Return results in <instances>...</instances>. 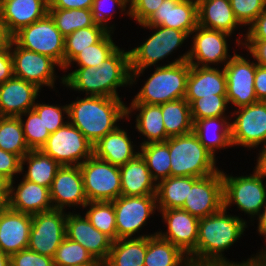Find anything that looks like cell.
Listing matches in <instances>:
<instances>
[{
	"label": "cell",
	"instance_id": "obj_1",
	"mask_svg": "<svg viewBox=\"0 0 266 266\" xmlns=\"http://www.w3.org/2000/svg\"><path fill=\"white\" fill-rule=\"evenodd\" d=\"M219 212L199 219L195 251L188 257L191 266H252L254 257L242 263L226 260L223 253L239 240L247 222L238 216Z\"/></svg>",
	"mask_w": 266,
	"mask_h": 266
},
{
	"label": "cell",
	"instance_id": "obj_2",
	"mask_svg": "<svg viewBox=\"0 0 266 266\" xmlns=\"http://www.w3.org/2000/svg\"><path fill=\"white\" fill-rule=\"evenodd\" d=\"M63 85L85 91L86 96L120 98L117 88L131 85L130 54L118 48L109 58L94 67H79L62 77Z\"/></svg>",
	"mask_w": 266,
	"mask_h": 266
},
{
	"label": "cell",
	"instance_id": "obj_3",
	"mask_svg": "<svg viewBox=\"0 0 266 266\" xmlns=\"http://www.w3.org/2000/svg\"><path fill=\"white\" fill-rule=\"evenodd\" d=\"M126 107L121 98L86 96L68 104V118L94 145L107 133L114 131L116 122L126 117Z\"/></svg>",
	"mask_w": 266,
	"mask_h": 266
},
{
	"label": "cell",
	"instance_id": "obj_4",
	"mask_svg": "<svg viewBox=\"0 0 266 266\" xmlns=\"http://www.w3.org/2000/svg\"><path fill=\"white\" fill-rule=\"evenodd\" d=\"M188 54L189 51L172 63L157 66L131 103L160 105L184 98L190 72Z\"/></svg>",
	"mask_w": 266,
	"mask_h": 266
},
{
	"label": "cell",
	"instance_id": "obj_5",
	"mask_svg": "<svg viewBox=\"0 0 266 266\" xmlns=\"http://www.w3.org/2000/svg\"><path fill=\"white\" fill-rule=\"evenodd\" d=\"M170 152V176L203 178L219 171L216 158L190 133L169 137L166 141Z\"/></svg>",
	"mask_w": 266,
	"mask_h": 266
},
{
	"label": "cell",
	"instance_id": "obj_6",
	"mask_svg": "<svg viewBox=\"0 0 266 266\" xmlns=\"http://www.w3.org/2000/svg\"><path fill=\"white\" fill-rule=\"evenodd\" d=\"M140 25L157 31L146 39L142 45L129 50L131 84L136 81L134 78L139 77L146 68L158 63L164 57L166 58L189 37L184 31L165 26Z\"/></svg>",
	"mask_w": 266,
	"mask_h": 266
},
{
	"label": "cell",
	"instance_id": "obj_7",
	"mask_svg": "<svg viewBox=\"0 0 266 266\" xmlns=\"http://www.w3.org/2000/svg\"><path fill=\"white\" fill-rule=\"evenodd\" d=\"M265 174L256 166L254 174L233 177L222 171L224 208L236 204L244 213L254 217L266 204Z\"/></svg>",
	"mask_w": 266,
	"mask_h": 266
},
{
	"label": "cell",
	"instance_id": "obj_8",
	"mask_svg": "<svg viewBox=\"0 0 266 266\" xmlns=\"http://www.w3.org/2000/svg\"><path fill=\"white\" fill-rule=\"evenodd\" d=\"M12 40L19 47L51 57L64 69L65 37L49 14L20 29Z\"/></svg>",
	"mask_w": 266,
	"mask_h": 266
},
{
	"label": "cell",
	"instance_id": "obj_9",
	"mask_svg": "<svg viewBox=\"0 0 266 266\" xmlns=\"http://www.w3.org/2000/svg\"><path fill=\"white\" fill-rule=\"evenodd\" d=\"M40 150L61 166H79L93 156V144L69 121L50 134Z\"/></svg>",
	"mask_w": 266,
	"mask_h": 266
},
{
	"label": "cell",
	"instance_id": "obj_10",
	"mask_svg": "<svg viewBox=\"0 0 266 266\" xmlns=\"http://www.w3.org/2000/svg\"><path fill=\"white\" fill-rule=\"evenodd\" d=\"M88 202H112L121 196L119 166L94 155L79 165Z\"/></svg>",
	"mask_w": 266,
	"mask_h": 266
},
{
	"label": "cell",
	"instance_id": "obj_11",
	"mask_svg": "<svg viewBox=\"0 0 266 266\" xmlns=\"http://www.w3.org/2000/svg\"><path fill=\"white\" fill-rule=\"evenodd\" d=\"M64 210L51 209L32 215L28 249L38 254L54 257L57 248L66 237Z\"/></svg>",
	"mask_w": 266,
	"mask_h": 266
},
{
	"label": "cell",
	"instance_id": "obj_12",
	"mask_svg": "<svg viewBox=\"0 0 266 266\" xmlns=\"http://www.w3.org/2000/svg\"><path fill=\"white\" fill-rule=\"evenodd\" d=\"M237 117L230 122L231 144L255 148L266 145V101H257L238 108Z\"/></svg>",
	"mask_w": 266,
	"mask_h": 266
},
{
	"label": "cell",
	"instance_id": "obj_13",
	"mask_svg": "<svg viewBox=\"0 0 266 266\" xmlns=\"http://www.w3.org/2000/svg\"><path fill=\"white\" fill-rule=\"evenodd\" d=\"M113 202L117 239L132 238L157 209L156 195L119 196Z\"/></svg>",
	"mask_w": 266,
	"mask_h": 266
},
{
	"label": "cell",
	"instance_id": "obj_14",
	"mask_svg": "<svg viewBox=\"0 0 266 266\" xmlns=\"http://www.w3.org/2000/svg\"><path fill=\"white\" fill-rule=\"evenodd\" d=\"M244 57L234 54L224 65L227 79L228 103L240 108L258 101L254 90V78L256 66Z\"/></svg>",
	"mask_w": 266,
	"mask_h": 266
},
{
	"label": "cell",
	"instance_id": "obj_15",
	"mask_svg": "<svg viewBox=\"0 0 266 266\" xmlns=\"http://www.w3.org/2000/svg\"><path fill=\"white\" fill-rule=\"evenodd\" d=\"M10 52L15 77L33 83L40 89L43 85L53 88L56 79L55 65L59 66L55 60L49 56L19 47L13 40L10 44Z\"/></svg>",
	"mask_w": 266,
	"mask_h": 266
},
{
	"label": "cell",
	"instance_id": "obj_16",
	"mask_svg": "<svg viewBox=\"0 0 266 266\" xmlns=\"http://www.w3.org/2000/svg\"><path fill=\"white\" fill-rule=\"evenodd\" d=\"M223 207V178L219 170L199 178L189 187L188 198L181 209L200 219L219 212Z\"/></svg>",
	"mask_w": 266,
	"mask_h": 266
},
{
	"label": "cell",
	"instance_id": "obj_17",
	"mask_svg": "<svg viewBox=\"0 0 266 266\" xmlns=\"http://www.w3.org/2000/svg\"><path fill=\"white\" fill-rule=\"evenodd\" d=\"M194 32L192 49L189 50L187 60L190 65L209 67L210 64L227 63L231 59V56L228 55L226 39L230 36L229 33L204 28L199 25L192 31V34ZM227 59L228 61H226Z\"/></svg>",
	"mask_w": 266,
	"mask_h": 266
},
{
	"label": "cell",
	"instance_id": "obj_18",
	"mask_svg": "<svg viewBox=\"0 0 266 266\" xmlns=\"http://www.w3.org/2000/svg\"><path fill=\"white\" fill-rule=\"evenodd\" d=\"M159 211L168 229L164 233L156 232L157 235L170 241L189 257L196 249L199 218L181 208Z\"/></svg>",
	"mask_w": 266,
	"mask_h": 266
},
{
	"label": "cell",
	"instance_id": "obj_19",
	"mask_svg": "<svg viewBox=\"0 0 266 266\" xmlns=\"http://www.w3.org/2000/svg\"><path fill=\"white\" fill-rule=\"evenodd\" d=\"M49 191L53 209L63 210L76 204L84 207L88 203L79 166H61Z\"/></svg>",
	"mask_w": 266,
	"mask_h": 266
},
{
	"label": "cell",
	"instance_id": "obj_20",
	"mask_svg": "<svg viewBox=\"0 0 266 266\" xmlns=\"http://www.w3.org/2000/svg\"><path fill=\"white\" fill-rule=\"evenodd\" d=\"M143 24L173 28L184 31L190 36L198 26L197 0H164L157 11Z\"/></svg>",
	"mask_w": 266,
	"mask_h": 266
},
{
	"label": "cell",
	"instance_id": "obj_21",
	"mask_svg": "<svg viewBox=\"0 0 266 266\" xmlns=\"http://www.w3.org/2000/svg\"><path fill=\"white\" fill-rule=\"evenodd\" d=\"M66 237L81 244L95 260L104 263L111 250L112 240L97 230L86 216L68 213Z\"/></svg>",
	"mask_w": 266,
	"mask_h": 266
},
{
	"label": "cell",
	"instance_id": "obj_22",
	"mask_svg": "<svg viewBox=\"0 0 266 266\" xmlns=\"http://www.w3.org/2000/svg\"><path fill=\"white\" fill-rule=\"evenodd\" d=\"M32 215L3 206L0 210V249L11 256L28 247Z\"/></svg>",
	"mask_w": 266,
	"mask_h": 266
},
{
	"label": "cell",
	"instance_id": "obj_23",
	"mask_svg": "<svg viewBox=\"0 0 266 266\" xmlns=\"http://www.w3.org/2000/svg\"><path fill=\"white\" fill-rule=\"evenodd\" d=\"M40 88L13 76L0 85V116L18 117L33 109Z\"/></svg>",
	"mask_w": 266,
	"mask_h": 266
},
{
	"label": "cell",
	"instance_id": "obj_24",
	"mask_svg": "<svg viewBox=\"0 0 266 266\" xmlns=\"http://www.w3.org/2000/svg\"><path fill=\"white\" fill-rule=\"evenodd\" d=\"M49 0H0V17L13 36L48 14Z\"/></svg>",
	"mask_w": 266,
	"mask_h": 266
},
{
	"label": "cell",
	"instance_id": "obj_25",
	"mask_svg": "<svg viewBox=\"0 0 266 266\" xmlns=\"http://www.w3.org/2000/svg\"><path fill=\"white\" fill-rule=\"evenodd\" d=\"M13 183L14 180H11L7 204L10 209L30 215L53 209L49 188L24 178L17 188L13 187Z\"/></svg>",
	"mask_w": 266,
	"mask_h": 266
},
{
	"label": "cell",
	"instance_id": "obj_26",
	"mask_svg": "<svg viewBox=\"0 0 266 266\" xmlns=\"http://www.w3.org/2000/svg\"><path fill=\"white\" fill-rule=\"evenodd\" d=\"M227 94V79L224 69L190 65L185 99L191 105L196 99Z\"/></svg>",
	"mask_w": 266,
	"mask_h": 266
},
{
	"label": "cell",
	"instance_id": "obj_27",
	"mask_svg": "<svg viewBox=\"0 0 266 266\" xmlns=\"http://www.w3.org/2000/svg\"><path fill=\"white\" fill-rule=\"evenodd\" d=\"M121 195H156L157 183L139 153L126 164L119 166Z\"/></svg>",
	"mask_w": 266,
	"mask_h": 266
},
{
	"label": "cell",
	"instance_id": "obj_28",
	"mask_svg": "<svg viewBox=\"0 0 266 266\" xmlns=\"http://www.w3.org/2000/svg\"><path fill=\"white\" fill-rule=\"evenodd\" d=\"M127 132L119 128L107 133L93 145V155L113 165L121 166L139 154L134 152Z\"/></svg>",
	"mask_w": 266,
	"mask_h": 266
},
{
	"label": "cell",
	"instance_id": "obj_29",
	"mask_svg": "<svg viewBox=\"0 0 266 266\" xmlns=\"http://www.w3.org/2000/svg\"><path fill=\"white\" fill-rule=\"evenodd\" d=\"M198 25L223 31L230 35L241 25L236 19L229 0H197Z\"/></svg>",
	"mask_w": 266,
	"mask_h": 266
},
{
	"label": "cell",
	"instance_id": "obj_30",
	"mask_svg": "<svg viewBox=\"0 0 266 266\" xmlns=\"http://www.w3.org/2000/svg\"><path fill=\"white\" fill-rule=\"evenodd\" d=\"M156 234L113 241L104 266H144L147 252V237Z\"/></svg>",
	"mask_w": 266,
	"mask_h": 266
},
{
	"label": "cell",
	"instance_id": "obj_31",
	"mask_svg": "<svg viewBox=\"0 0 266 266\" xmlns=\"http://www.w3.org/2000/svg\"><path fill=\"white\" fill-rule=\"evenodd\" d=\"M226 120L227 117L223 116L200 119L193 122V132L197 135L202 145L212 153L214 157L216 156L215 151H217V149H225V147L232 146L230 122Z\"/></svg>",
	"mask_w": 266,
	"mask_h": 266
},
{
	"label": "cell",
	"instance_id": "obj_32",
	"mask_svg": "<svg viewBox=\"0 0 266 266\" xmlns=\"http://www.w3.org/2000/svg\"><path fill=\"white\" fill-rule=\"evenodd\" d=\"M140 113L136 116V129L147 138L142 144L153 142H165L169 137L166 135L163 116L160 105H149L142 103H131V106L126 107V117L133 110Z\"/></svg>",
	"mask_w": 266,
	"mask_h": 266
},
{
	"label": "cell",
	"instance_id": "obj_33",
	"mask_svg": "<svg viewBox=\"0 0 266 266\" xmlns=\"http://www.w3.org/2000/svg\"><path fill=\"white\" fill-rule=\"evenodd\" d=\"M198 179L191 176H170L159 181L156 190L157 209L182 208L188 198L189 187H192Z\"/></svg>",
	"mask_w": 266,
	"mask_h": 266
},
{
	"label": "cell",
	"instance_id": "obj_34",
	"mask_svg": "<svg viewBox=\"0 0 266 266\" xmlns=\"http://www.w3.org/2000/svg\"><path fill=\"white\" fill-rule=\"evenodd\" d=\"M144 266H191V264L187 255L178 247L156 234L147 237Z\"/></svg>",
	"mask_w": 266,
	"mask_h": 266
},
{
	"label": "cell",
	"instance_id": "obj_35",
	"mask_svg": "<svg viewBox=\"0 0 266 266\" xmlns=\"http://www.w3.org/2000/svg\"><path fill=\"white\" fill-rule=\"evenodd\" d=\"M25 162L28 163V170L23 178L47 188H50L57 170L61 167L56 160L41 150H30L21 159V172L24 171Z\"/></svg>",
	"mask_w": 266,
	"mask_h": 266
},
{
	"label": "cell",
	"instance_id": "obj_36",
	"mask_svg": "<svg viewBox=\"0 0 266 266\" xmlns=\"http://www.w3.org/2000/svg\"><path fill=\"white\" fill-rule=\"evenodd\" d=\"M160 106L168 137L184 135L193 131L190 104L185 98L169 101Z\"/></svg>",
	"mask_w": 266,
	"mask_h": 266
},
{
	"label": "cell",
	"instance_id": "obj_37",
	"mask_svg": "<svg viewBox=\"0 0 266 266\" xmlns=\"http://www.w3.org/2000/svg\"><path fill=\"white\" fill-rule=\"evenodd\" d=\"M0 148L20 159L30 151L19 117L0 116Z\"/></svg>",
	"mask_w": 266,
	"mask_h": 266
},
{
	"label": "cell",
	"instance_id": "obj_38",
	"mask_svg": "<svg viewBox=\"0 0 266 266\" xmlns=\"http://www.w3.org/2000/svg\"><path fill=\"white\" fill-rule=\"evenodd\" d=\"M109 32L104 26L94 24L74 31L65 37L64 68L82 50L98 43Z\"/></svg>",
	"mask_w": 266,
	"mask_h": 266
},
{
	"label": "cell",
	"instance_id": "obj_39",
	"mask_svg": "<svg viewBox=\"0 0 266 266\" xmlns=\"http://www.w3.org/2000/svg\"><path fill=\"white\" fill-rule=\"evenodd\" d=\"M140 154L152 178L157 182L170 177V152L166 142H153L140 145Z\"/></svg>",
	"mask_w": 266,
	"mask_h": 266
},
{
	"label": "cell",
	"instance_id": "obj_40",
	"mask_svg": "<svg viewBox=\"0 0 266 266\" xmlns=\"http://www.w3.org/2000/svg\"><path fill=\"white\" fill-rule=\"evenodd\" d=\"M48 14L64 37L96 23L91 9H48Z\"/></svg>",
	"mask_w": 266,
	"mask_h": 266
},
{
	"label": "cell",
	"instance_id": "obj_41",
	"mask_svg": "<svg viewBox=\"0 0 266 266\" xmlns=\"http://www.w3.org/2000/svg\"><path fill=\"white\" fill-rule=\"evenodd\" d=\"M90 206L85 216L90 223L101 233H104L112 241L117 240V230L115 221V209L113 202H88L84 208Z\"/></svg>",
	"mask_w": 266,
	"mask_h": 266
},
{
	"label": "cell",
	"instance_id": "obj_42",
	"mask_svg": "<svg viewBox=\"0 0 266 266\" xmlns=\"http://www.w3.org/2000/svg\"><path fill=\"white\" fill-rule=\"evenodd\" d=\"M111 33L109 31L98 43L79 52L63 70L68 69L72 62H76L79 67H99L119 48L114 44Z\"/></svg>",
	"mask_w": 266,
	"mask_h": 266
},
{
	"label": "cell",
	"instance_id": "obj_43",
	"mask_svg": "<svg viewBox=\"0 0 266 266\" xmlns=\"http://www.w3.org/2000/svg\"><path fill=\"white\" fill-rule=\"evenodd\" d=\"M54 266H82L104 264L94 257L79 243L65 237L53 257Z\"/></svg>",
	"mask_w": 266,
	"mask_h": 266
},
{
	"label": "cell",
	"instance_id": "obj_44",
	"mask_svg": "<svg viewBox=\"0 0 266 266\" xmlns=\"http://www.w3.org/2000/svg\"><path fill=\"white\" fill-rule=\"evenodd\" d=\"M23 114L18 117L23 128L27 146L30 150H40L46 143L50 133L45 127L42 118L34 109H31ZM25 115L28 118L26 121H23L22 116Z\"/></svg>",
	"mask_w": 266,
	"mask_h": 266
},
{
	"label": "cell",
	"instance_id": "obj_45",
	"mask_svg": "<svg viewBox=\"0 0 266 266\" xmlns=\"http://www.w3.org/2000/svg\"><path fill=\"white\" fill-rule=\"evenodd\" d=\"M226 95H213L196 99L191 105V118L193 122L200 119L222 117L228 107Z\"/></svg>",
	"mask_w": 266,
	"mask_h": 266
},
{
	"label": "cell",
	"instance_id": "obj_46",
	"mask_svg": "<svg viewBox=\"0 0 266 266\" xmlns=\"http://www.w3.org/2000/svg\"><path fill=\"white\" fill-rule=\"evenodd\" d=\"M238 22L250 25L266 8V0H229Z\"/></svg>",
	"mask_w": 266,
	"mask_h": 266
},
{
	"label": "cell",
	"instance_id": "obj_47",
	"mask_svg": "<svg viewBox=\"0 0 266 266\" xmlns=\"http://www.w3.org/2000/svg\"><path fill=\"white\" fill-rule=\"evenodd\" d=\"M33 109L42 118V121L50 134L54 133L57 129L63 127L67 122H64L62 113L67 114L68 117V105L56 106L49 104L35 103Z\"/></svg>",
	"mask_w": 266,
	"mask_h": 266
},
{
	"label": "cell",
	"instance_id": "obj_48",
	"mask_svg": "<svg viewBox=\"0 0 266 266\" xmlns=\"http://www.w3.org/2000/svg\"><path fill=\"white\" fill-rule=\"evenodd\" d=\"M164 0H128L127 15L140 24L145 23L161 6Z\"/></svg>",
	"mask_w": 266,
	"mask_h": 266
},
{
	"label": "cell",
	"instance_id": "obj_49",
	"mask_svg": "<svg viewBox=\"0 0 266 266\" xmlns=\"http://www.w3.org/2000/svg\"><path fill=\"white\" fill-rule=\"evenodd\" d=\"M10 266H54V261L26 248L10 256Z\"/></svg>",
	"mask_w": 266,
	"mask_h": 266
},
{
	"label": "cell",
	"instance_id": "obj_50",
	"mask_svg": "<svg viewBox=\"0 0 266 266\" xmlns=\"http://www.w3.org/2000/svg\"><path fill=\"white\" fill-rule=\"evenodd\" d=\"M108 3L110 6L114 7L116 5L118 8H121V12L125 11L126 5H128V0H93L91 12L94 18V21L96 24H100L104 26L106 29H109V31H112V27H108L107 22L108 19H111L112 13L110 14V10L113 11L112 9L108 10ZM106 7V9H104ZM109 6V7H110ZM111 8V7H110ZM107 11V12H106ZM110 14V16H109Z\"/></svg>",
	"mask_w": 266,
	"mask_h": 266
},
{
	"label": "cell",
	"instance_id": "obj_51",
	"mask_svg": "<svg viewBox=\"0 0 266 266\" xmlns=\"http://www.w3.org/2000/svg\"><path fill=\"white\" fill-rule=\"evenodd\" d=\"M17 173H21V159L0 148V174L11 181Z\"/></svg>",
	"mask_w": 266,
	"mask_h": 266
},
{
	"label": "cell",
	"instance_id": "obj_52",
	"mask_svg": "<svg viewBox=\"0 0 266 266\" xmlns=\"http://www.w3.org/2000/svg\"><path fill=\"white\" fill-rule=\"evenodd\" d=\"M236 42L246 46L258 65L266 66V40H245L243 43L237 38Z\"/></svg>",
	"mask_w": 266,
	"mask_h": 266
},
{
	"label": "cell",
	"instance_id": "obj_53",
	"mask_svg": "<svg viewBox=\"0 0 266 266\" xmlns=\"http://www.w3.org/2000/svg\"><path fill=\"white\" fill-rule=\"evenodd\" d=\"M246 40H266V8L248 27Z\"/></svg>",
	"mask_w": 266,
	"mask_h": 266
},
{
	"label": "cell",
	"instance_id": "obj_54",
	"mask_svg": "<svg viewBox=\"0 0 266 266\" xmlns=\"http://www.w3.org/2000/svg\"><path fill=\"white\" fill-rule=\"evenodd\" d=\"M93 0H49L48 9H91Z\"/></svg>",
	"mask_w": 266,
	"mask_h": 266
},
{
	"label": "cell",
	"instance_id": "obj_55",
	"mask_svg": "<svg viewBox=\"0 0 266 266\" xmlns=\"http://www.w3.org/2000/svg\"><path fill=\"white\" fill-rule=\"evenodd\" d=\"M14 76L13 59L10 47L0 52V85Z\"/></svg>",
	"mask_w": 266,
	"mask_h": 266
},
{
	"label": "cell",
	"instance_id": "obj_56",
	"mask_svg": "<svg viewBox=\"0 0 266 266\" xmlns=\"http://www.w3.org/2000/svg\"><path fill=\"white\" fill-rule=\"evenodd\" d=\"M254 90L258 101H266V66H256Z\"/></svg>",
	"mask_w": 266,
	"mask_h": 266
},
{
	"label": "cell",
	"instance_id": "obj_57",
	"mask_svg": "<svg viewBox=\"0 0 266 266\" xmlns=\"http://www.w3.org/2000/svg\"><path fill=\"white\" fill-rule=\"evenodd\" d=\"M11 42L12 35L9 33L0 17V52L6 51L10 47Z\"/></svg>",
	"mask_w": 266,
	"mask_h": 266
},
{
	"label": "cell",
	"instance_id": "obj_58",
	"mask_svg": "<svg viewBox=\"0 0 266 266\" xmlns=\"http://www.w3.org/2000/svg\"><path fill=\"white\" fill-rule=\"evenodd\" d=\"M10 180L0 174V204L7 206L9 200Z\"/></svg>",
	"mask_w": 266,
	"mask_h": 266
},
{
	"label": "cell",
	"instance_id": "obj_59",
	"mask_svg": "<svg viewBox=\"0 0 266 266\" xmlns=\"http://www.w3.org/2000/svg\"><path fill=\"white\" fill-rule=\"evenodd\" d=\"M258 232L259 234L265 236V239H266V204L265 206L263 207V212L259 213L258 215Z\"/></svg>",
	"mask_w": 266,
	"mask_h": 266
},
{
	"label": "cell",
	"instance_id": "obj_60",
	"mask_svg": "<svg viewBox=\"0 0 266 266\" xmlns=\"http://www.w3.org/2000/svg\"><path fill=\"white\" fill-rule=\"evenodd\" d=\"M260 150L257 167L266 175V145Z\"/></svg>",
	"mask_w": 266,
	"mask_h": 266
},
{
	"label": "cell",
	"instance_id": "obj_61",
	"mask_svg": "<svg viewBox=\"0 0 266 266\" xmlns=\"http://www.w3.org/2000/svg\"><path fill=\"white\" fill-rule=\"evenodd\" d=\"M259 255L254 257L252 266H266V249L265 251H260Z\"/></svg>",
	"mask_w": 266,
	"mask_h": 266
},
{
	"label": "cell",
	"instance_id": "obj_62",
	"mask_svg": "<svg viewBox=\"0 0 266 266\" xmlns=\"http://www.w3.org/2000/svg\"><path fill=\"white\" fill-rule=\"evenodd\" d=\"M0 266H10V256L0 249Z\"/></svg>",
	"mask_w": 266,
	"mask_h": 266
},
{
	"label": "cell",
	"instance_id": "obj_63",
	"mask_svg": "<svg viewBox=\"0 0 266 266\" xmlns=\"http://www.w3.org/2000/svg\"><path fill=\"white\" fill-rule=\"evenodd\" d=\"M82 266H104V264H89V265H82Z\"/></svg>",
	"mask_w": 266,
	"mask_h": 266
}]
</instances>
